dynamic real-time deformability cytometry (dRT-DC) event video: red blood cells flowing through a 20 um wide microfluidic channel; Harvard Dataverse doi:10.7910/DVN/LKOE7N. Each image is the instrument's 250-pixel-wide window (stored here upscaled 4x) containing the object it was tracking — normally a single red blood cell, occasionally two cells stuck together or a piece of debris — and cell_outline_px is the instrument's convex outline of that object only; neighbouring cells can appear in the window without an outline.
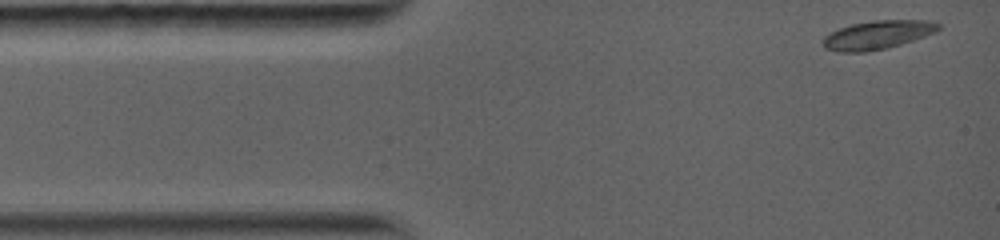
{"species": "common noctule bat (a hibernating species)", "species_latin": "Nyctalus noctula", "temperature_condition": "warm", "stored_images_in_passage": 6, "camera_frame_rate_fps": 5000, "um_per_image_px": 0.085, "animal": {"sex": "female", "body_mass_g": 19.0, "forearm_length_mm": 56.7}, "frame": {"image": 1, "passage_image": 1, "time_ms": 0.0, "image_size_px": [1000, 240], "cell_outline_px": [[940, 28], [936, 32], [888, 48], [868, 52], [836, 52], [824, 48], [820, 40], [824, 36], [840, 28], [852, 24], [872, 20], [928, 20], [940, 24]], "centroid_in_image_um": [74.55, 2.97], "position_along_channel_um": 10.5, "area_um2": 19.36}}